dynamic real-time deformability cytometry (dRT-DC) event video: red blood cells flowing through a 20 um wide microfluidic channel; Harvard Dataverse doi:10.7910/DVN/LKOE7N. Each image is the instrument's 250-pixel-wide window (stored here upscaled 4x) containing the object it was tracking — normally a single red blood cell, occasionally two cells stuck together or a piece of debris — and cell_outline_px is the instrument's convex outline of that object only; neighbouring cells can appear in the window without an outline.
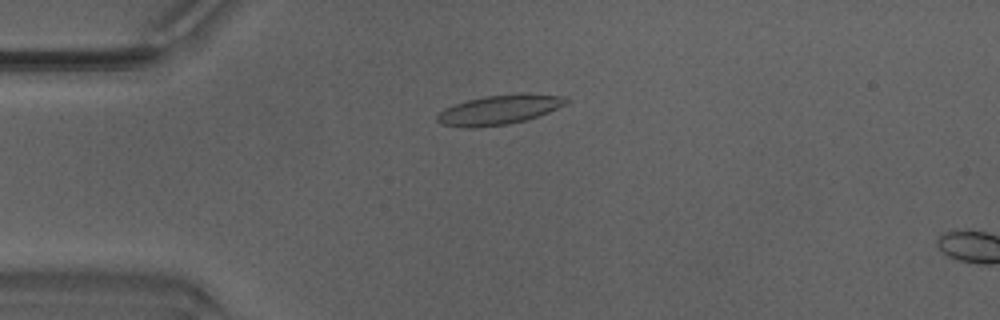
{"species": "Egyptian fruit bat (a non-hibernating species)", "species_latin": "Rousettus aegyptiacus", "temperature_condition": "warm", "stored_images_in_passage": 11, "camera_frame_rate_fps": 3000, "um_per_image_px": 0.085, "animal": {"sex": "male"}, "frame": {"image": 1, "passage_image": 8, "time_ms": 2.333, "image_size_px": [1000, 320], "cell_outline_px": [[572, 100], [548, 112], [524, 120], [508, 124], [476, 128], [460, 128], [440, 124], [436, 120], [436, 116], [444, 108], [468, 100], [488, 96], [520, 92], [524, 92], [560, 96]], "centroid_in_image_um": [42.39, 9.33], "position_along_channel_um": 42.6, "area_um2": 22.25}}